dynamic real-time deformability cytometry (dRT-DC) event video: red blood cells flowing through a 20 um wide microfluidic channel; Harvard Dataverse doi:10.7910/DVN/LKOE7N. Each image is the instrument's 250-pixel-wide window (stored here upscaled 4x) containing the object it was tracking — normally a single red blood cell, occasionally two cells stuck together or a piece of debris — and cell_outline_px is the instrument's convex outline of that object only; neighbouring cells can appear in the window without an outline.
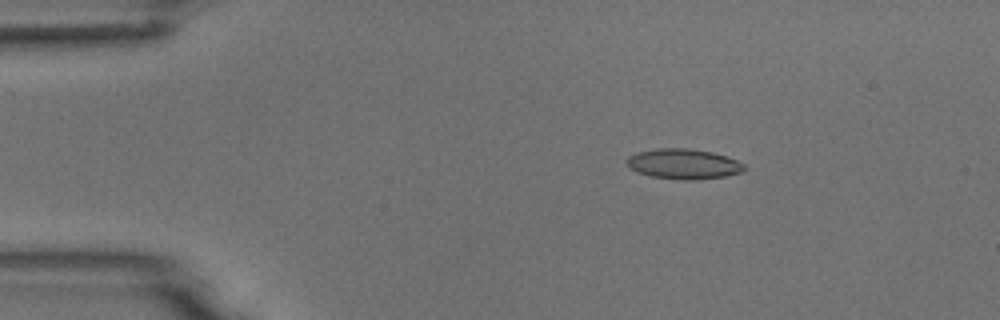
{"species": "common noctule bat (a hibernating species)", "species_latin": "Nyctalus noctula", "temperature_condition": "room temperature", "stored_images_in_passage": 4, "camera_frame_rate_fps": 3000, "um_per_image_px": 0.085, "animal": {"sex": "male", "body_mass_g": 18.8}, "frame": {"image": 1, "passage_image": 3, "time_ms": 2.333, "image_size_px": [1000, 320], "cell_outline_px": [[748, 168], [744, 172], [724, 176], [696, 180], [680, 180], [652, 176], [636, 172], [628, 168], [624, 160], [628, 156], [636, 152], [656, 148], [688, 148], [712, 152], [736, 160], [744, 164]], "centroid_in_image_um": [58.06, 13.94], "position_along_channel_um": 26.9, "area_um2": 20.98}}